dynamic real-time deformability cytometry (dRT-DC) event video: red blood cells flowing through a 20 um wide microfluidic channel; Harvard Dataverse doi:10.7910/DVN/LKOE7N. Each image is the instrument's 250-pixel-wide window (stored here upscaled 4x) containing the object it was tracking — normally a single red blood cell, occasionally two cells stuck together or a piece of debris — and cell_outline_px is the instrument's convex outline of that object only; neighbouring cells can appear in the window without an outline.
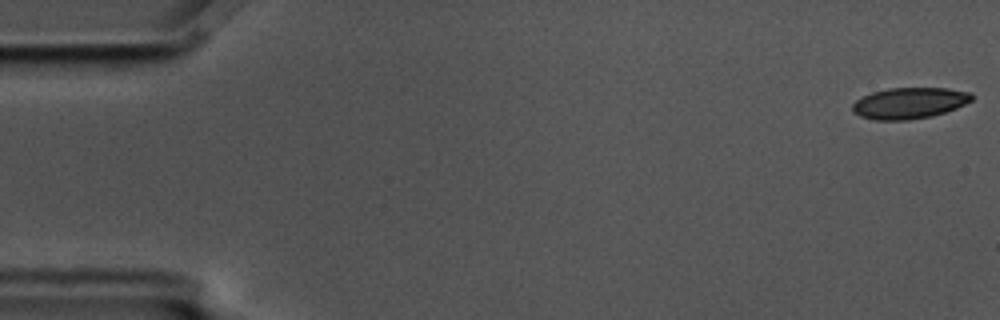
{"species": "common noctule bat (a hibernating species)", "species_latin": "Nyctalus noctula", "temperature_condition": "cold", "stored_images_in_passage": 5, "camera_frame_rate_fps": 3000, "um_per_image_px": 0.085, "animal": {"sex": "male", "body_mass_g": 17.5, "forearm_length_mm": 52.3}, "frame": {"image": 1, "passage_image": 1, "time_ms": 0.0, "image_size_px": [1000, 320], "cell_outline_px": [[972, 100], [956, 108], [932, 116], [908, 120], [876, 120], [860, 116], [852, 112], [852, 104], [856, 100], [872, 92], [888, 88], [948, 88], [972, 92]], "centroid_in_image_um": [77.29, 8.76], "position_along_channel_um": 7.7, "area_um2": 21.68}}
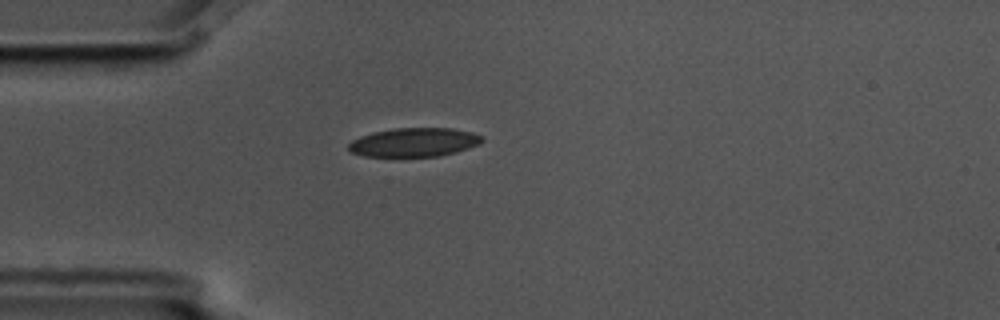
{"frame": {"image": 2, "passage_image": 5, "time_ms": 1.333, "image_size_px": [1000, 320], "cell_outline_px": [[484, 140], [480, 144], [456, 152], [440, 156], [364, 156], [352, 152], [348, 148], [348, 144], [352, 140], [360, 136], [372, 132], [396, 128], [452, 128], [472, 132], [484, 136]], "centroid_in_image_um": [35.23, 12.09], "position_along_channel_um": 49.8, "area_um2": 22.48}}